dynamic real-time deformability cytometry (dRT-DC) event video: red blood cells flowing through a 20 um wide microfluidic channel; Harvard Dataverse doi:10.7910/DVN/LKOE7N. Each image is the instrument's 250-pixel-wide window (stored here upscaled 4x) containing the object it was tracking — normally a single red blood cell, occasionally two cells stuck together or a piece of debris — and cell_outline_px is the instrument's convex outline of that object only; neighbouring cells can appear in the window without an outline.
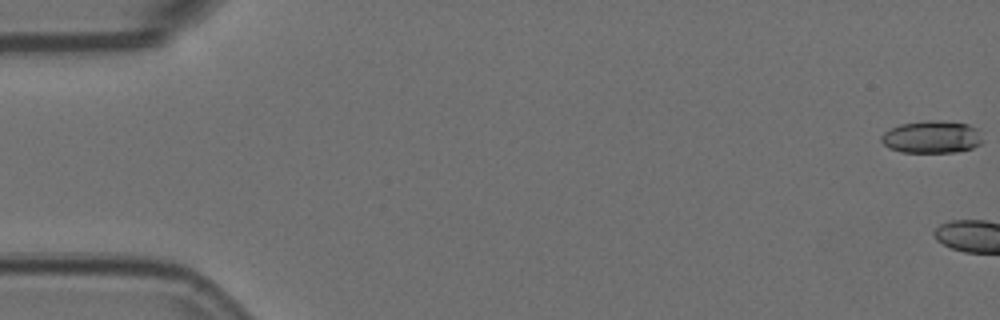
{"species": "Egyptian fruit bat (a non-hibernating species)", "species_latin": "Rousettus aegyptiacus", "temperature_condition": "room temperature", "stored_images_in_passage": 4, "segment_of_instrument_passage": [2, 2], "camera_frame_rate_fps": 3000, "um_per_image_px": 0.085, "animal": {"sex": "female"}, "frame": {"image": 1, "passage_image": 4, "time_ms": 1.0, "image_size_px": [1000, 320], "cell_outline_px": [[984, 140], [980, 144], [972, 148], [956, 152], [900, 152], [888, 148], [880, 140], [880, 136], [888, 128], [900, 124], [928, 120], [940, 120], [968, 124], [980, 128]], "centroid_in_image_um": [79.22, 11.63], "position_along_channel_um": 5.8, "area_um2": 19.59}}